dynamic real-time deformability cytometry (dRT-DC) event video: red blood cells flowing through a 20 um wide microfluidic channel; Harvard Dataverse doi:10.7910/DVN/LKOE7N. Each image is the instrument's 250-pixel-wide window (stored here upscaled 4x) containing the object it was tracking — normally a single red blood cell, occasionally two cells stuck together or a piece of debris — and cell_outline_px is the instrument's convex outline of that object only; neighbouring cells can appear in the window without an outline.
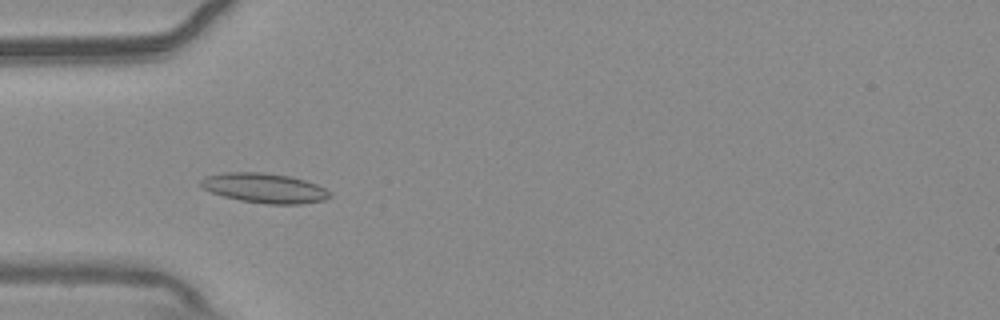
{"species": "common noctule bat (a hibernating species)", "species_latin": "Nyctalus noctula", "temperature_condition": "warm", "stored_images_in_passage": 53, "camera_frame_rate_fps": 3000, "um_per_image_px": 0.085, "animal": {"sex": "male", "body_mass_g": 20.4}, "frame": {"image": 1, "passage_image": 16, "time_ms": 5.0, "image_size_px": [1000, 320], "cell_outline_px": [[332, 196], [324, 200], [300, 204], [264, 204], [240, 200], [224, 196], [200, 188], [200, 180], [204, 176], [224, 172], [264, 172], [288, 176], [304, 180], [316, 184], [332, 192]], "centroid_in_image_um": [22.46, 15.98], "position_along_channel_um": 62.5, "area_um2": 22.48}}
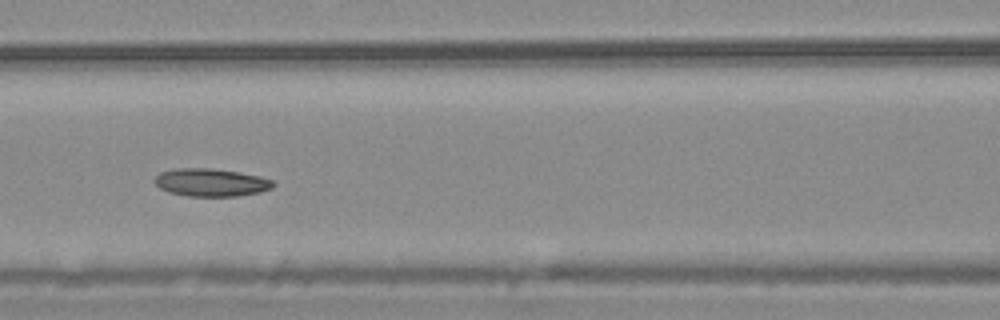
{"frame": {"image": 2, "passage_image": 23, "time_ms": 7.333, "image_size_px": [1000, 320], "cell_outline_px": [[276, 184], [272, 188], [260, 192], [236, 196], [188, 196], [168, 192], [160, 188], [152, 180], [160, 172], [176, 168], [212, 168], [260, 176], [272, 180]], "centroid_in_image_um": [17.92, 15.51], "position_along_channel_um": 148.7, "area_um2": 19.25}}
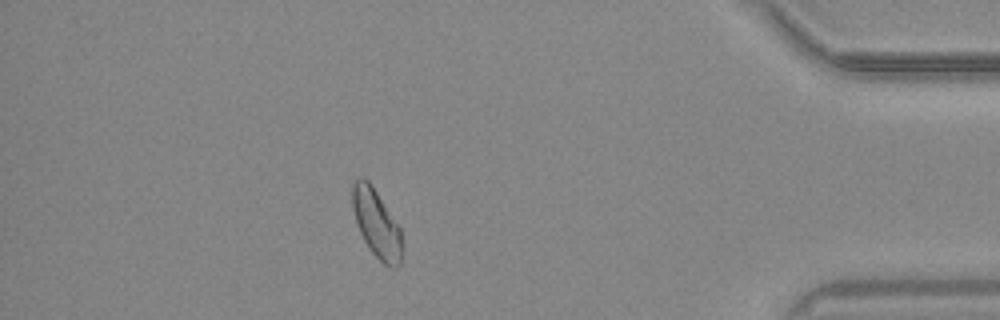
{"frame": {"image": 3, "passage_image": 47, "time_ms": 15.333, "image_size_px": [1000, 320], "cell_outline_px": [[400, 264], [396, 268], [384, 264], [368, 248], [356, 224], [352, 208], [352, 184], [360, 176], [364, 176], [368, 180], [400, 228]], "centroid_in_image_um": [31.95, 18.97], "position_along_channel_um": 403.3, "area_um2": 19.25}, "authors_computed_cell_mechanics": {"area_um2": 19.4208, "velocity_mm_per_s": 3.7279, "shape_relaxation_time_tau1_ms": 4.1934, "shape_relaxation_time_tau2_ms": null, "deformation_change_tau1": 0.1136, "deformation_change_tau2": null}}